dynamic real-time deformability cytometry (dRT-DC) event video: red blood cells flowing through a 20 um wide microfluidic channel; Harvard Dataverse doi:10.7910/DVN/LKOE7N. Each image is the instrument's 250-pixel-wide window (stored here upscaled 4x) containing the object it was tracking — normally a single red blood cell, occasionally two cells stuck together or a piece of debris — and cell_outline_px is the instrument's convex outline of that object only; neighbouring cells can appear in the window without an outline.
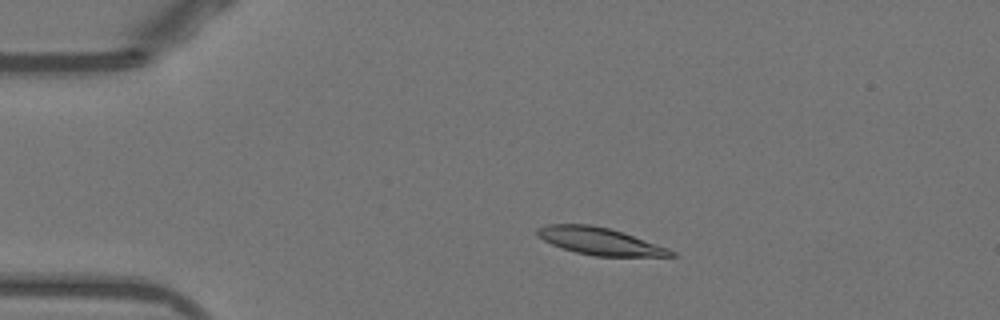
{"species": "Egyptian fruit bat (a non-hibernating species)", "species_latin": "Rousettus aegyptiacus", "temperature_condition": "warm", "stored_images_in_passage": 50, "camera_frame_rate_fps": 3000, "um_per_image_px": 0.085, "animal": {"sex": "female"}, "frame": {"image": 1, "passage_image": 9, "time_ms": 2.667, "image_size_px": [1000, 320], "cell_outline_px": [[680, 256], [596, 256], [576, 252], [552, 244], [536, 236], [536, 228], [548, 224], [592, 224], [608, 228], [668, 248], [676, 252]], "centroid_in_image_um": [50.95, 20.5], "position_along_channel_um": 34.0, "area_um2": 20.92}}
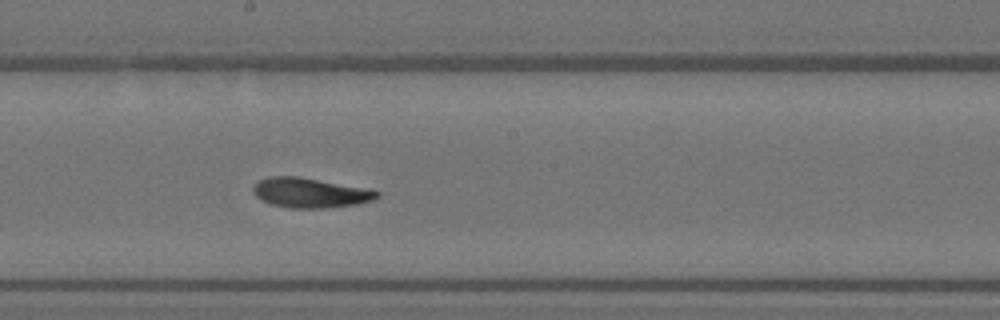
{"frame": {"image": 2, "passage_image": 27, "time_ms": 8.667, "image_size_px": [1000, 320], "cell_outline_px": [[380, 196], [372, 200], [356, 204], [328, 208], [288, 208], [272, 204], [260, 200], [252, 192], [252, 188], [256, 180], [268, 176], [296, 176], [372, 188], [380, 192]], "centroid_in_image_um": [26.36, 16.37], "position_along_channel_um": 221.8, "area_um2": 21.96}}
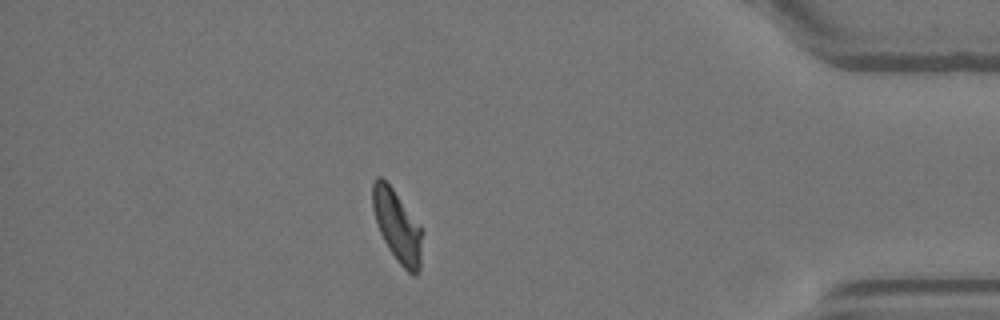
{"frame": {"image": 3, "passage_image": 44, "time_ms": 14.333, "image_size_px": [1000, 320], "cell_outline_px": [[424, 232], [420, 268], [416, 276], [412, 276], [396, 260], [388, 248], [380, 232], [372, 208], [372, 184], [376, 176], [380, 176], [392, 188], [420, 224]], "centroid_in_image_um": [33.8, 19.25], "position_along_channel_um": 401.4, "area_um2": 20.98}, "authors_computed_cell_mechanics": {"area_um2": 21.2126, "velocity_mm_per_s": 3.8828, "shape_relaxation_time_tau1_ms": 5.6725, "shape_relaxation_time_tau2_ms": 4.6985, "deformation_change_tau1": 0.1691, "deformation_change_tau2": 0.1195}}